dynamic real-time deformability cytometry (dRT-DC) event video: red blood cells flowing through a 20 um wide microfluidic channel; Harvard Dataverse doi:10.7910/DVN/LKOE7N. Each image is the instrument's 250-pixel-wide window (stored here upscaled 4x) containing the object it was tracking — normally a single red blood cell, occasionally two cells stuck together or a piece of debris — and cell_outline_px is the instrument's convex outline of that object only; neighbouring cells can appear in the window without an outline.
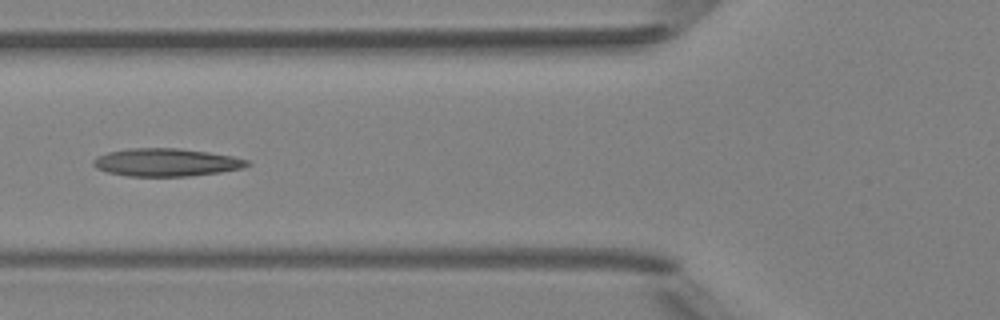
{"species": "Egyptian fruit bat (a non-hibernating species)", "species_latin": "Rousettus aegyptiacus", "temperature_condition": "room temperature", "stored_images_in_passage": 7, "camera_frame_rate_fps": 3000, "um_per_image_px": 0.085, "animal": {"sex": "female"}, "frame": {"image": 1, "passage_image": 6, "time_ms": 6.0, "image_size_px": [1000, 320], "cell_outline_px": [[252, 164], [244, 168], [220, 172], [188, 176], [128, 176], [108, 172], [96, 168], [92, 164], [92, 160], [96, 156], [108, 152], [132, 148], [180, 148], [208, 152], [232, 156], [248, 160]], "centroid_in_image_um": [14.13, 13.8], "position_along_channel_um": 111.7, "area_um2": 25.03}}
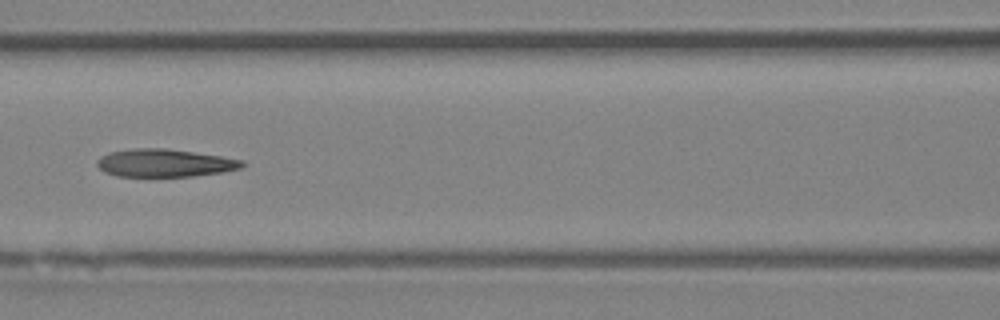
{"frame": {"image": 2, "passage_image": 7, "time_ms": 7.0, "image_size_px": [1000, 320], "cell_outline_px": [[244, 168], [224, 172], [192, 176], [116, 176], [104, 172], [96, 164], [96, 160], [100, 156], [108, 152], [136, 148], [164, 148], [220, 156], [244, 160]], "centroid_in_image_um": [13.99, 13.85], "position_along_channel_um": 152.6, "area_um2": 23.58}}